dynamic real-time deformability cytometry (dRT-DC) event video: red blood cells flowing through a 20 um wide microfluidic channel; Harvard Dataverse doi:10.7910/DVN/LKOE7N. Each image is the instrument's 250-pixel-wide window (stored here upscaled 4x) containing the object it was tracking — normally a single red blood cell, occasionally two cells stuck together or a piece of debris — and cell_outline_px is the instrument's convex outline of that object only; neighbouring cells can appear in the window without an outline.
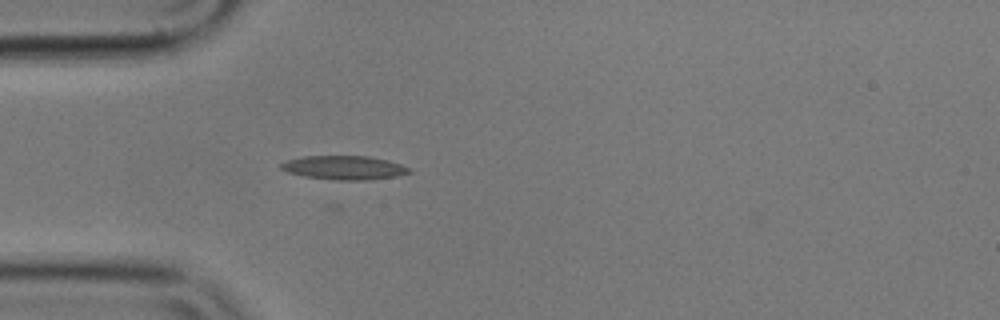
{"species": "common noctule bat (a hibernating species)", "species_latin": "Nyctalus noctula", "temperature_condition": "cold", "stored_images_in_passage": 22, "camera_frame_rate_fps": 3000, "um_per_image_px": 0.085, "animal": {"sex": "male", "body_mass_g": 17.9}, "frame": {"image": 1, "passage_image": 1, "time_ms": 0.0, "image_size_px": [1000, 320], "cell_outline_px": [[412, 172], [396, 176], [368, 180], [336, 180], [304, 176], [288, 172], [280, 168], [280, 164], [284, 160], [304, 156], [368, 156], [388, 160], [400, 164], [408, 168]], "centroid_in_image_um": [29.22, 14.25], "position_along_channel_um": 55.8, "area_um2": 17.8}}
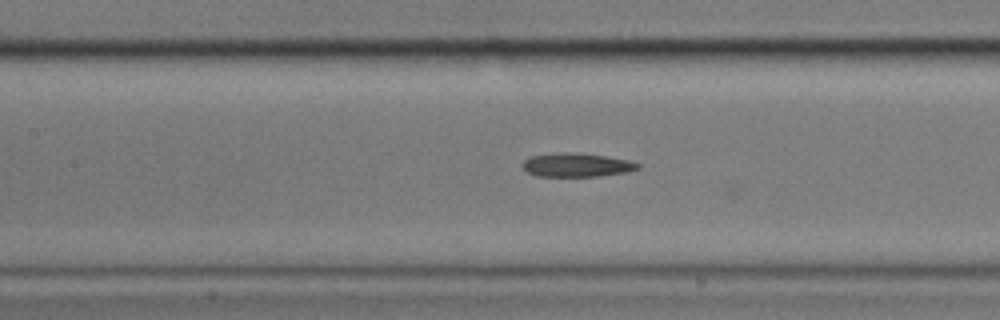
{"frame": {"image": 2, "passage_image": 10, "time_ms": 3.0, "image_size_px": [1000, 320], "cell_outline_px": [[640, 168], [628, 172], [600, 176], [536, 176], [528, 172], [524, 168], [524, 160], [528, 156], [564, 152], [604, 156], [628, 160], [640, 164]], "centroid_in_image_um": [49.03, 14.03], "position_along_channel_um": 158.4, "area_um2": 15.72}}
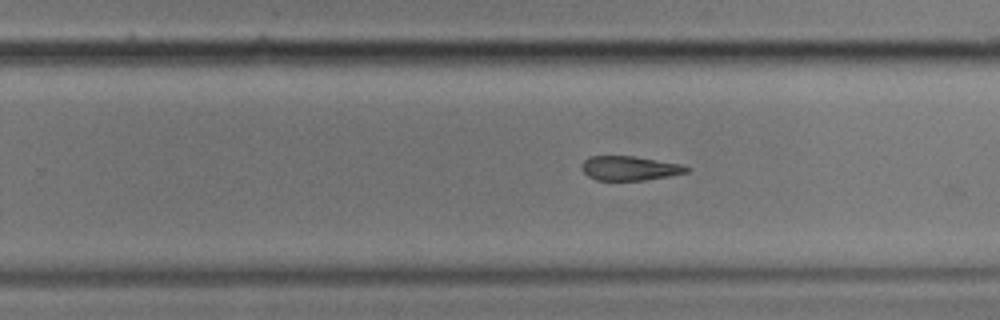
{"frame": {"image": 3, "passage_image": 20, "time_ms": 6.333, "image_size_px": [1000, 320], "cell_outline_px": [[692, 168], [688, 172], [668, 176], [644, 180], [596, 180], [588, 176], [580, 168], [580, 164], [584, 160], [592, 156], [632, 156], [680, 164]], "centroid_in_image_um": [53.49, 14.3], "position_along_channel_um": 276.3, "area_um2": 14.8}}